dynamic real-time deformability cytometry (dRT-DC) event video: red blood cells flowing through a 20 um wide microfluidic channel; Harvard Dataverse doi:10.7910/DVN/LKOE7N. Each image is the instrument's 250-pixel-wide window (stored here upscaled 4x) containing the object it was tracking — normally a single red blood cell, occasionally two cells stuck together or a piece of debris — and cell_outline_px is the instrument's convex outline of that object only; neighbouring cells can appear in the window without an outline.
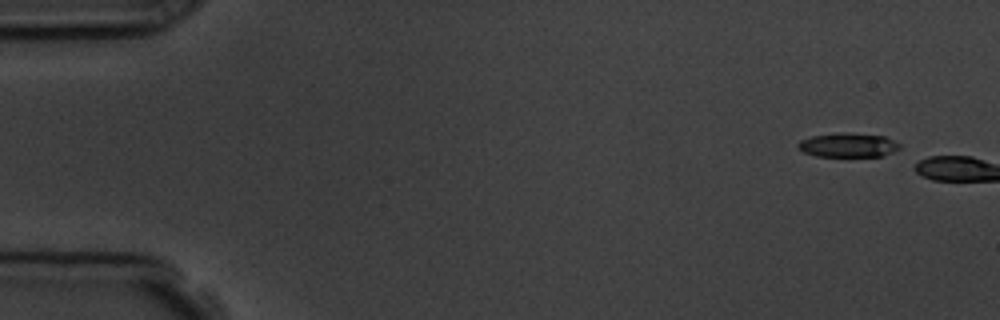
{"species": "common noctule bat (a hibernating species)", "species_latin": "Nyctalus noctula", "temperature_condition": "room temperature", "stored_images_in_passage": 2, "camera_frame_rate_fps": 3000, "um_per_image_px": 0.085, "animal": {"sex": "male", "body_mass_g": 19.5, "forearm_length_mm": 54.6}, "frame": {"image": 1, "passage_image": 1, "time_ms": 0.0, "image_size_px": [1000, 320], "cell_outline_px": [[900, 148], [884, 156], [816, 156], [804, 152], [796, 148], [796, 144], [800, 140], [812, 136], [836, 132], [848, 132], [884, 136], [900, 144]], "centroid_in_image_um": [72.05, 12.32], "position_along_channel_um": 13.0, "area_um2": 14.45}}